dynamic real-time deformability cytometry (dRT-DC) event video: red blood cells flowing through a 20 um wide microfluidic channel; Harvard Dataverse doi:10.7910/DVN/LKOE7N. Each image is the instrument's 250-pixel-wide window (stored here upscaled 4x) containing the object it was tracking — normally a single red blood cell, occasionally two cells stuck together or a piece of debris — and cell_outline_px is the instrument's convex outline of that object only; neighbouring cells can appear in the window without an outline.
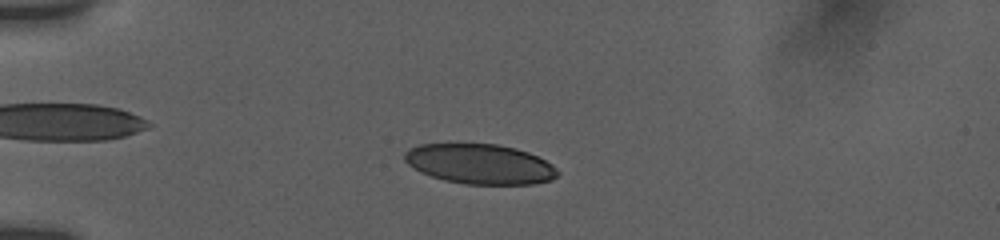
{"species": "human", "species_latin": "Homo sapiens", "temperature_condition": "room temperature", "stored_images_in_passage": 25, "camera_frame_rate_fps": 3000, "um_per_image_px": 0.085, "donor": {"sex": "female"}, "frame": {"image": 1, "passage_image": 17, "time_ms": 4.667, "image_size_px": [1000, 240], "cell_outline_px": [[560, 172], [552, 180], [532, 184], [464, 184], [444, 180], [420, 172], [408, 164], [404, 160], [404, 152], [408, 148], [420, 144], [496, 144], [516, 148], [528, 152], [552, 164]], "centroid_in_image_um": [40.78, 13.94], "position_along_channel_um": 44.2, "area_um2": 35.66}}